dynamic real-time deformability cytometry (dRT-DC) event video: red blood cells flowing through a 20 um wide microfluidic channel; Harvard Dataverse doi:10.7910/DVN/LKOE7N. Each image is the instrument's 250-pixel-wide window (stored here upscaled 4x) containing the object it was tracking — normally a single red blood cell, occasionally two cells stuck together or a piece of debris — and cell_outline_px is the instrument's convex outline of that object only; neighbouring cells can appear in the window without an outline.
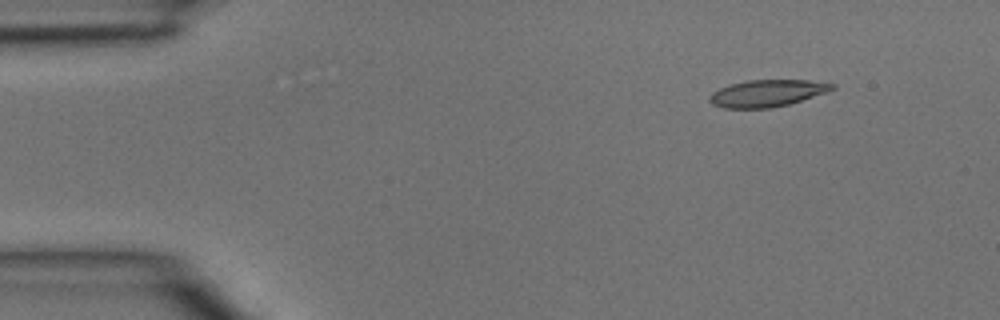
{"species": "common noctule bat (a hibernating species)", "species_latin": "Nyctalus noctula", "temperature_condition": "room temperature", "stored_images_in_passage": 4, "camera_frame_rate_fps": 3000, "um_per_image_px": 0.085, "animal": {"sex": "male", "body_mass_g": 15.6}, "frame": {"image": 1, "passage_image": 2, "time_ms": 0.333, "image_size_px": [1000, 320], "cell_outline_px": [[836, 88], [828, 92], [788, 104], [768, 108], [724, 108], [712, 104], [708, 100], [708, 96], [712, 92], [720, 88], [732, 84], [748, 80], [808, 80], [836, 84]], "centroid_in_image_um": [65.21, 7.92], "position_along_channel_um": 19.8, "area_um2": 19.19}}